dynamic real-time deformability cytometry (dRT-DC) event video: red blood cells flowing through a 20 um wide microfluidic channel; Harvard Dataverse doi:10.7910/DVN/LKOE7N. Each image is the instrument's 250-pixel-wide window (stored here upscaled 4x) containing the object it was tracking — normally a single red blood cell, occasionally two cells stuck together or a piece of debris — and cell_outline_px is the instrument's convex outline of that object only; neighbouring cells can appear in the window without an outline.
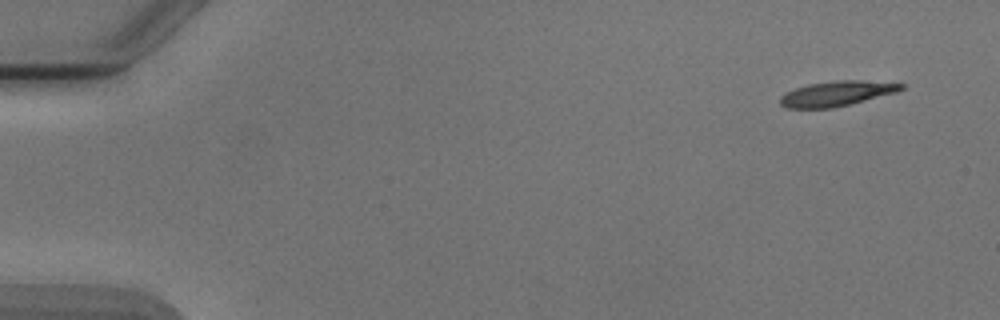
{"species": "Egyptian fruit bat (a non-hibernating species)", "species_latin": "Rousettus aegyptiacus", "temperature_condition": "cold", "stored_images_in_passage": 5, "camera_frame_rate_fps": 3000, "um_per_image_px": 0.085, "animal": {"sex": "male"}, "frame": {"image": 1, "passage_image": 1, "time_ms": 0.0, "image_size_px": [1000, 320], "cell_outline_px": [[908, 84], [904, 88], [896, 92], [832, 108], [788, 108], [780, 104], [780, 96], [784, 92], [808, 84], [836, 80], [860, 80]], "centroid_in_image_um": [71.1, 7.94], "position_along_channel_um": 13.9, "area_um2": 17.51}}
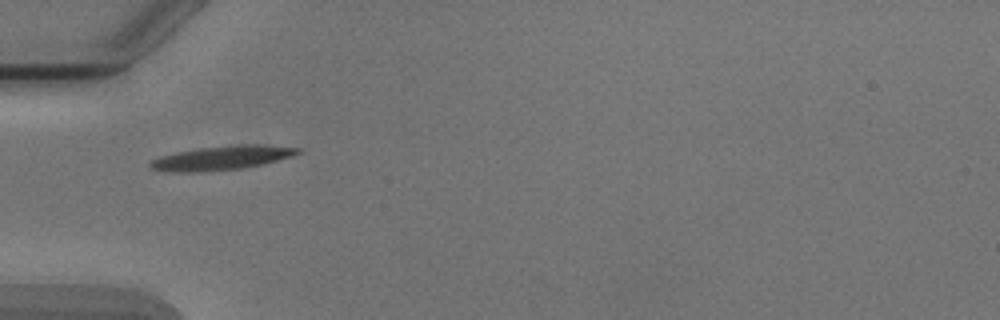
{"frame": {"image": 2, "passage_image": 5, "time_ms": 4.667, "image_size_px": [1000, 320], "cell_outline_px": [[300, 152], [292, 156], [260, 164], [240, 168], [192, 172], [180, 172], [152, 168], [148, 164], [152, 160], [160, 156], [176, 152], [196, 148], [240, 144], [260, 144], [300, 148]], "centroid_in_image_um": [18.85, 13.39], "position_along_channel_um": 66.1, "area_um2": 20.23}}